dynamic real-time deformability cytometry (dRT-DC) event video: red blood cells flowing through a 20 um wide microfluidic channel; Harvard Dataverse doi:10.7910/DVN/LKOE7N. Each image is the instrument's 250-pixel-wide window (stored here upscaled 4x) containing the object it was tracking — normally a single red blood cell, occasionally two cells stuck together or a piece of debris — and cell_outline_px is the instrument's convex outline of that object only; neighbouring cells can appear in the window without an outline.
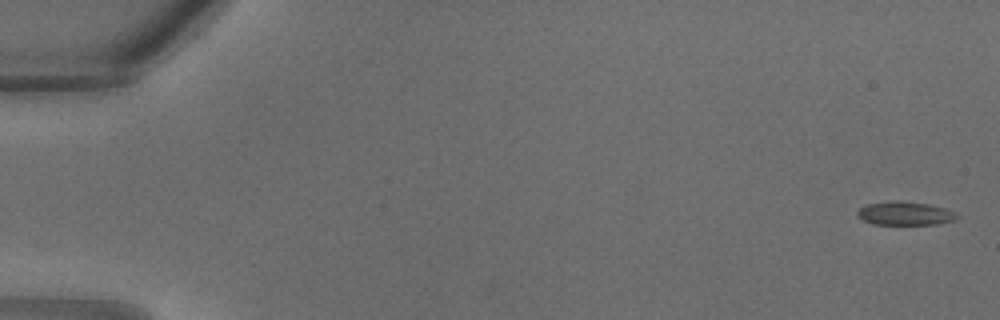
{"species": "common noctule bat (a hibernating species)", "species_latin": "Nyctalus noctula", "temperature_condition": "warm", "stored_images_in_passage": 33, "camera_frame_rate_fps": 3000, "um_per_image_px": 0.085, "animal": {"sex": "male", "body_mass_g": 18.8}, "frame": {"image": 1, "passage_image": 1, "time_ms": 0.0, "image_size_px": [1000, 320], "cell_outline_px": [[960, 216], [956, 220], [936, 224], [872, 224], [856, 216], [856, 212], [860, 208], [868, 204], [892, 200], [900, 200], [928, 204], [944, 208], [956, 212]], "centroid_in_image_um": [76.94, 18.13], "position_along_channel_um": 8.1, "area_um2": 13.76}}
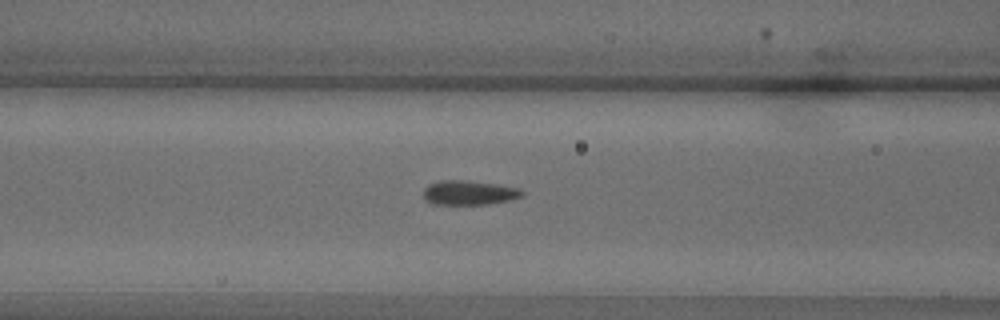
{"frame": {"image": 2, "passage_image": 14, "time_ms": 4.333, "image_size_px": [1000, 320], "cell_outline_px": [[524, 196], [508, 200], [488, 204], [432, 204], [424, 200], [424, 188], [428, 184], [440, 180], [464, 180], [520, 188], [524, 192]], "centroid_in_image_um": [39.84, 16.38], "position_along_channel_um": 126.8, "area_um2": 13.99}}
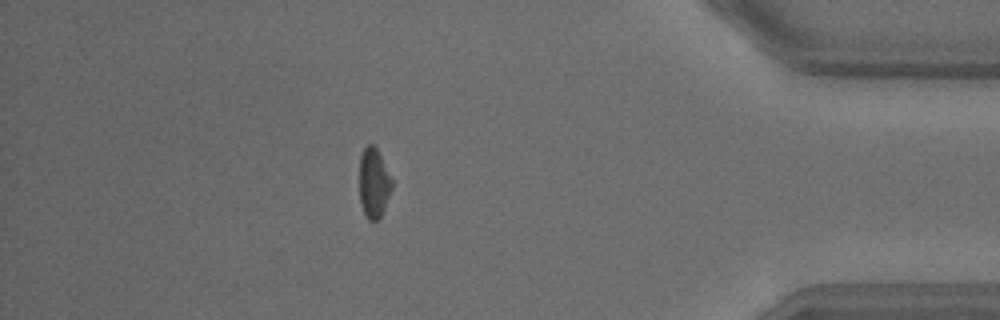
{"frame": {"image": 3, "passage_image": 29, "time_ms": 9.333, "image_size_px": [1000, 320], "cell_outline_px": [[392, 188], [384, 208], [380, 216], [376, 220], [368, 220], [360, 204], [360, 156], [364, 148], [368, 144], [372, 144], [376, 148], [392, 180]], "centroid_in_image_um": [31.76, 15.56], "position_along_channel_um": 403.4, "area_um2": 12.89}}